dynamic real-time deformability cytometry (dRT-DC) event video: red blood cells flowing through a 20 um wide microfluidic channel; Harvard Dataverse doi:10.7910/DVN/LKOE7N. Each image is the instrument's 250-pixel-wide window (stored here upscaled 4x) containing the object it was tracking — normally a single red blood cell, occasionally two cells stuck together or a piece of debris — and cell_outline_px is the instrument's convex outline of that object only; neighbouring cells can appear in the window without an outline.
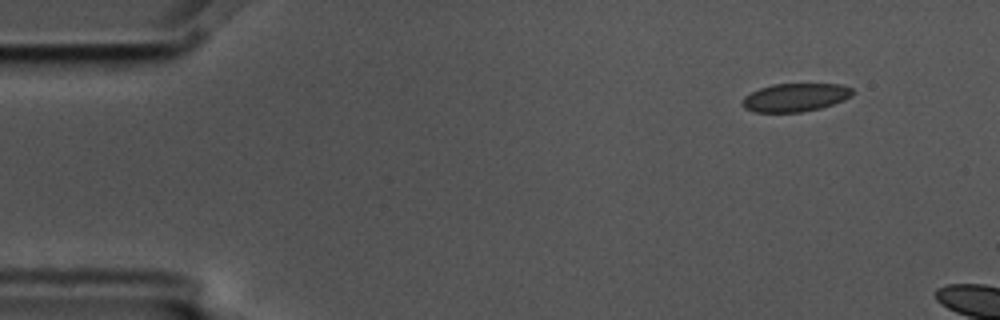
{"species": "common noctule bat (a hibernating species)", "species_latin": "Nyctalus noctula", "temperature_condition": "cold", "stored_images_in_passage": 3, "camera_frame_rate_fps": 3000, "um_per_image_px": 0.085, "animal": {"sex": "male", "body_mass_g": 17.5, "forearm_length_mm": 52.3}, "frame": {"image": 1, "passage_image": 1, "time_ms": 0.0, "image_size_px": [1000, 320], "cell_outline_px": [[852, 96], [844, 100], [820, 108], [804, 112], [752, 112], [744, 108], [740, 104], [740, 100], [744, 96], [760, 88], [772, 84], [840, 84], [852, 88]], "centroid_in_image_um": [67.55, 8.29], "position_along_channel_um": 17.5, "area_um2": 18.26}}